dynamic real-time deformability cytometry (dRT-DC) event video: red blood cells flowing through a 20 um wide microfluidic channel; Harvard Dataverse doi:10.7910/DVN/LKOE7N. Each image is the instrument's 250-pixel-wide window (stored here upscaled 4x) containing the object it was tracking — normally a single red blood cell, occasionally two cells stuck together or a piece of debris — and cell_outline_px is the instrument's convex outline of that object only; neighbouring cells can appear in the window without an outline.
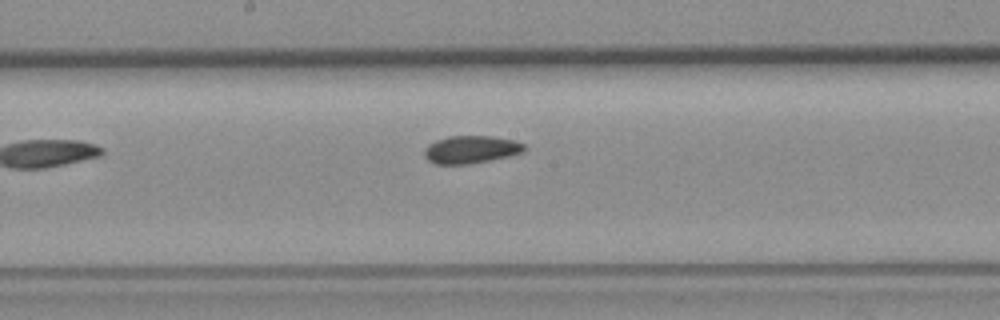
{"species": "common noctule bat (a hibernating species)", "species_latin": "Nyctalus noctula", "temperature_condition": "room temperature", "stored_images_in_passage": 8, "camera_frame_rate_fps": 3000, "um_per_image_px": 0.085, "animal": {"sex": "female", "body_mass_g": 19.3, "forearm_length_mm": 54.1}, "frame": {"image": 1, "passage_image": 8, "time_ms": 8.0, "image_size_px": [1000, 320], "cell_outline_px": [[528, 148], [524, 152], [508, 156], [468, 164], [436, 164], [428, 160], [424, 156], [424, 148], [428, 144], [436, 140], [448, 136], [488, 136], [512, 140], [524, 144]], "centroid_in_image_um": [40.01, 12.71], "position_along_channel_um": 208.2, "area_um2": 16.07}}